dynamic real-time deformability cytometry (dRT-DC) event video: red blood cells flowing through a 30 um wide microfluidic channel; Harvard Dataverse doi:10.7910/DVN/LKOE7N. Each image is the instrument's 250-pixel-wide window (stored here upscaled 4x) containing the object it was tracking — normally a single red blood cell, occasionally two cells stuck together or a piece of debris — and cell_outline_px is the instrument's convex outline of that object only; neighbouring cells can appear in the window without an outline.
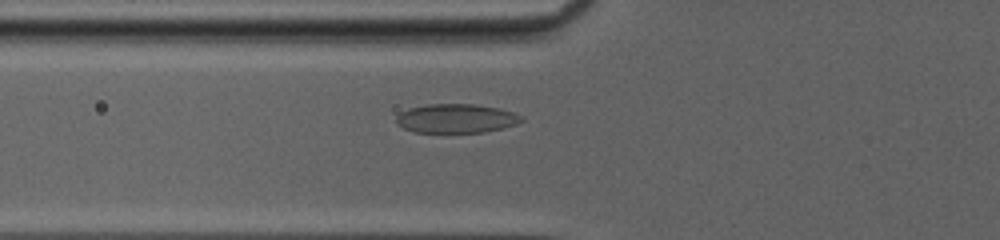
{"species": "common noctule bat (a hibernating species)", "species_latin": "Nyctalus noctula", "temperature_condition": "cold", "stored_images_in_passage": 44, "camera_frame_rate_fps": 3000, "um_per_image_px": 0.085, "animal": {"sex": "female", "body_mass_g": 20.0, "forearm_length_mm": 54.0}, "frame": {"image": 1, "passage_image": 13, "time_ms": 4.0, "image_size_px": [1000, 240], "cell_outline_px": [[524, 120], [516, 124], [504, 128], [484, 132], [412, 132], [396, 124], [396, 116], [400, 112], [408, 108], [428, 104], [472, 104], [500, 108], [512, 112], [520, 116]], "centroid_in_image_um": [38.75, 10.07], "position_along_channel_um": 87.1, "area_um2": 21.21}}
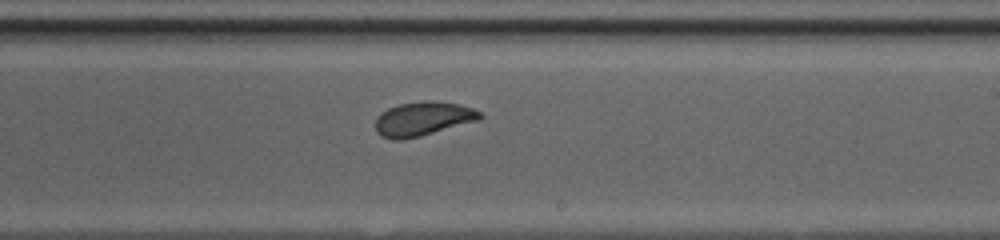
{"frame": {"image": 2, "passage_image": 25, "time_ms": 8.0, "image_size_px": [1000, 240], "cell_outline_px": [[484, 116], [480, 120], [420, 136], [404, 140], [392, 140], [380, 136], [376, 132], [376, 116], [380, 112], [388, 108], [400, 104], [424, 100], [428, 100], [460, 104], [472, 108], [480, 112]], "centroid_in_image_um": [35.93, 10.1], "position_along_channel_um": 253.1, "area_um2": 20.98}}
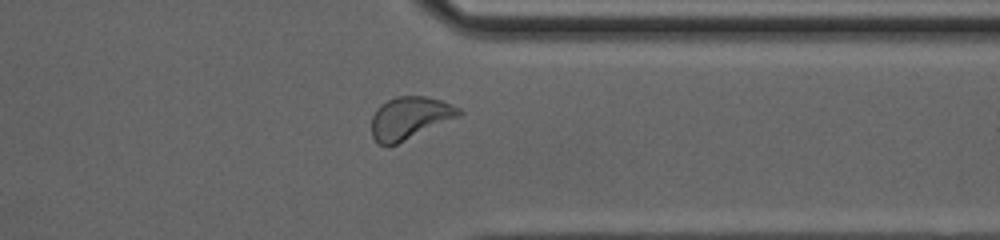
{"frame": {"image": 3, "passage_image": 34, "time_ms": 11.0, "image_size_px": [1000, 240], "cell_outline_px": [[464, 112], [460, 116], [388, 148], [380, 144], [372, 136], [372, 116], [376, 108], [380, 104], [396, 96], [424, 96], [440, 100], [452, 104], [460, 108]], "centroid_in_image_um": [34.82, 10.03], "position_along_channel_um": 376.6, "area_um2": 21.73}, "authors_computed_cell_mechanics": {"area_um2": 21.2993, "velocity_mm_per_s": 4.1401, "shape_relaxation_time_tau1_ms": 4.0523, "shape_relaxation_time_tau2_ms": 1.279, "deformation_change_tau1": 0.129, "deformation_change_tau2": 0.0619}}